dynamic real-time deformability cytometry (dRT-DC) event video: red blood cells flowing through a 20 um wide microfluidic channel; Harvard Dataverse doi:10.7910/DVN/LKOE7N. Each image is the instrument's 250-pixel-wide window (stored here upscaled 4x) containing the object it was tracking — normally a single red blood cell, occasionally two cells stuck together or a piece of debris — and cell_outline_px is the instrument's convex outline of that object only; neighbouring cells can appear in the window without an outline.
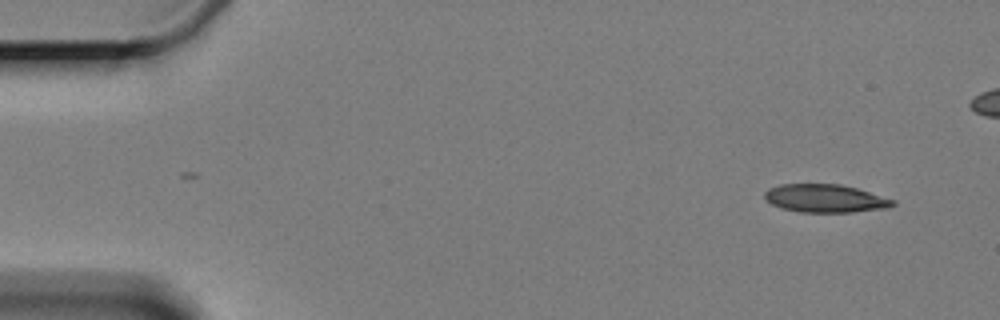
{"species": "Egyptian fruit bat (a non-hibernating species)", "species_latin": "Rousettus aegyptiacus", "temperature_condition": "cold", "stored_images_in_passage": 8, "camera_frame_rate_fps": 3000, "um_per_image_px": 0.085, "animal": {"sex": "female"}, "frame": {"image": 1, "passage_image": 1, "time_ms": 0.0, "image_size_px": [1000, 320], "cell_outline_px": [[896, 204], [888, 208], [852, 212], [800, 212], [780, 208], [772, 204], [764, 196], [764, 192], [768, 188], [780, 184], [840, 184], [856, 188], [896, 200]], "centroid_in_image_um": [70.15, 16.86], "position_along_channel_um": 14.8, "area_um2": 21.04}}
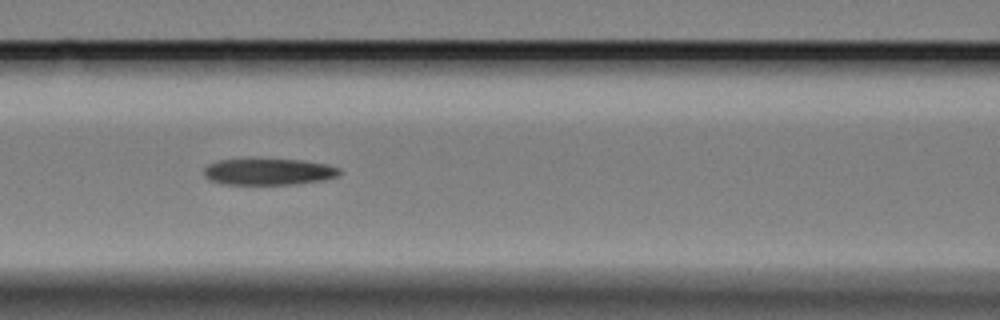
{"frame": {"image": 2, "passage_image": 6, "time_ms": 7.0, "image_size_px": [1000, 320], "cell_outline_px": [[340, 176], [324, 180], [296, 184], [220, 184], [208, 180], [204, 176], [204, 168], [208, 164], [220, 160], [300, 160], [324, 164], [340, 168]], "centroid_in_image_um": [22.82, 14.62], "position_along_channel_um": 143.8, "area_um2": 20.75}}
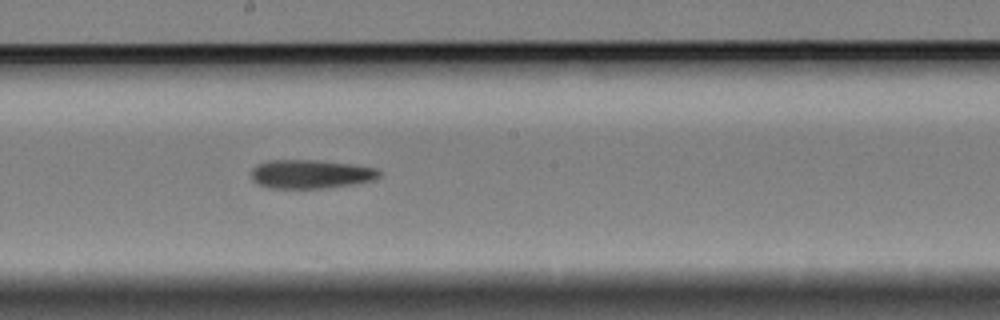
{"frame": {"image": 3, "passage_image": 8, "time_ms": 9.333, "image_size_px": [1000, 320], "cell_outline_px": [[380, 176], [372, 180], [352, 184], [324, 188], [268, 188], [256, 184], [252, 180], [252, 168], [256, 164], [268, 160], [316, 160], [352, 164], [376, 168], [380, 172]], "centroid_in_image_um": [26.36, 14.79], "position_along_channel_um": 221.8, "area_um2": 21.5}}